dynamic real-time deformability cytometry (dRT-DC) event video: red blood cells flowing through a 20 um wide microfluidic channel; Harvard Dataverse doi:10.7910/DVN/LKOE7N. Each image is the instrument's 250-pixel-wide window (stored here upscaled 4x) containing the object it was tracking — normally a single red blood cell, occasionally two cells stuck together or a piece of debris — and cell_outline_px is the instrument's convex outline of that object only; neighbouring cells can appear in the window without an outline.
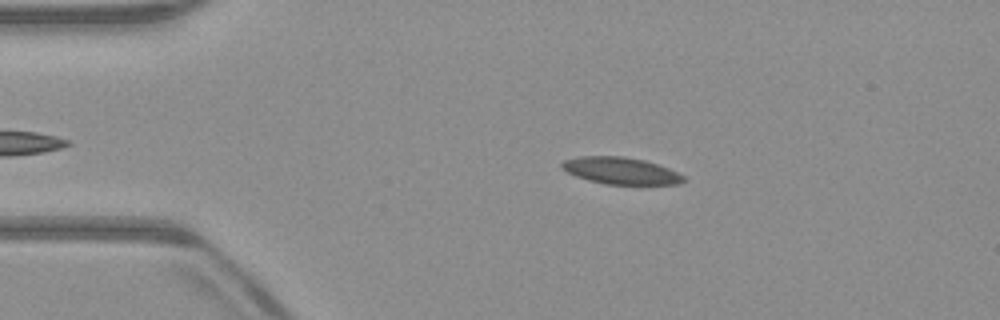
{"species": "common noctule bat (a hibernating species)", "species_latin": "Nyctalus noctula", "temperature_condition": "warm", "stored_images_in_passage": 40, "camera_frame_rate_fps": 3000, "um_per_image_px": 0.085, "animal": {"sex": "male", "body_mass_g": 23.1, "forearm_length_mm": 52.7}, "frame": {"image": 1, "passage_image": 5, "time_ms": 1.333, "image_size_px": [1000, 320], "cell_outline_px": [[684, 180], [676, 184], [604, 184], [588, 180], [576, 176], [568, 172], [560, 164], [564, 160], [580, 156], [624, 156], [644, 160], [668, 168], [684, 176]], "centroid_in_image_um": [52.74, 14.5], "position_along_channel_um": 32.3, "area_um2": 18.79}}
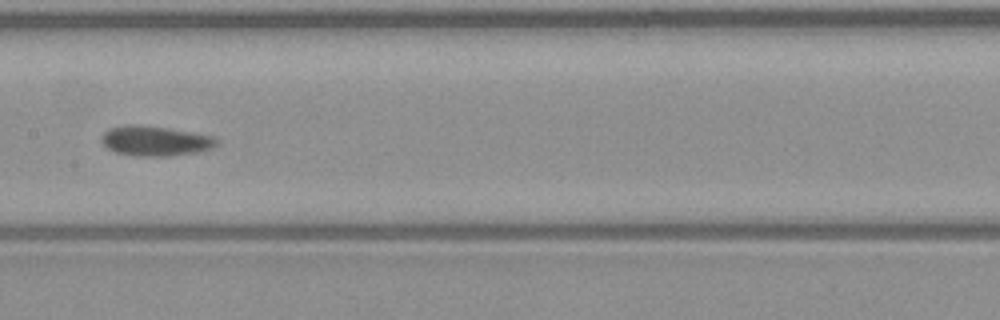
{"frame": {"image": 2, "passage_image": 21, "time_ms": 6.667, "image_size_px": [1000, 320], "cell_outline_px": [[216, 144], [212, 148], [196, 152], [168, 156], [140, 156], [116, 152], [108, 148], [100, 140], [100, 136], [108, 128], [128, 124], [140, 124], [168, 128], [216, 136]], "centroid_in_image_um": [13.17, 11.96], "position_along_channel_um": 194.2, "area_um2": 20.11}}
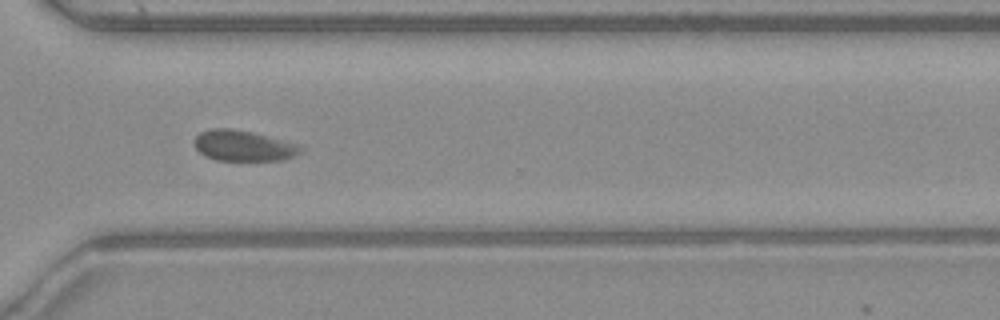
{"frame": {"image": 3, "passage_image": 33, "time_ms": 10.667, "image_size_px": [1000, 320], "cell_outline_px": [[304, 148], [300, 152], [292, 156], [280, 160], [216, 160], [204, 156], [192, 144], [192, 140], [200, 132], [208, 128], [232, 128], [252, 132], [300, 144]], "centroid_in_image_um": [20.64, 12.37], "position_along_channel_um": 350.0, "area_um2": 19.19}, "authors_computed_cell_mechanics": {"area_um2": 19.4497, "velocity_mm_per_s": 3.91, "shape_relaxation_time_tau1_ms": null, "shape_relaxation_time_tau2_ms": 1.4581, "deformation_change_tau1": null, "deformation_change_tau2": 0.052}}